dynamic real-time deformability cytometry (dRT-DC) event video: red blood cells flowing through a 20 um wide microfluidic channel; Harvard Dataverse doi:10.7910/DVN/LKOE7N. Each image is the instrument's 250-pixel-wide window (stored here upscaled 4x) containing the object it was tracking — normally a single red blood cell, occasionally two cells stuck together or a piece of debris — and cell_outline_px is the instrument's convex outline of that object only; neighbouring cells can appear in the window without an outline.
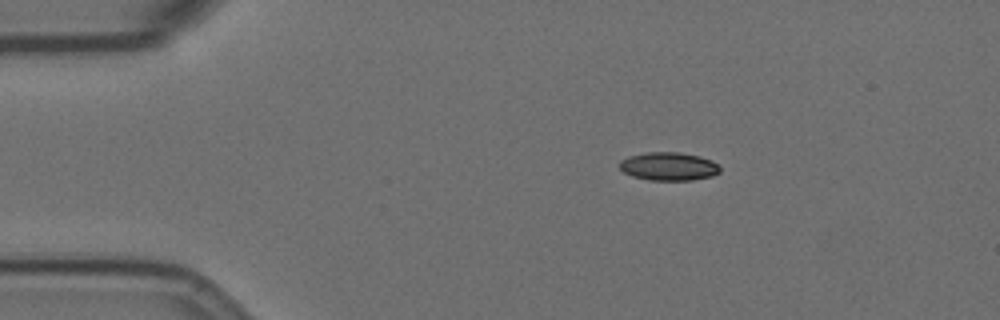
{"species": "Egyptian fruit bat (a non-hibernating species)", "species_latin": "Rousettus aegyptiacus", "temperature_condition": "room temperature", "stored_images_in_passage": 48, "camera_frame_rate_fps": 3000, "um_per_image_px": 0.085, "animal": {"sex": "female"}, "frame": {"image": 1, "passage_image": 1, "time_ms": 0.0, "image_size_px": [1000, 320], "cell_outline_px": [[720, 172], [712, 176], [692, 180], [648, 180], [632, 176], [624, 172], [620, 168], [620, 160], [628, 156], [644, 152], [680, 152], [700, 156], [712, 160], [720, 168]], "centroid_in_image_um": [56.83, 14.13], "position_along_channel_um": 28.2, "area_um2": 16.65}}
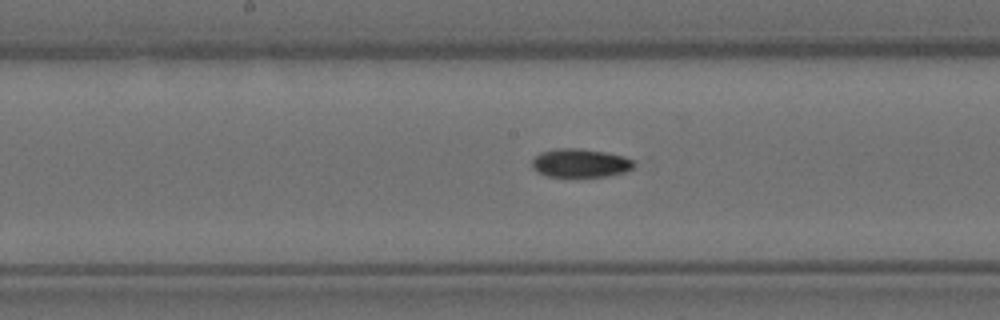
{"frame": {"image": 2, "passage_image": 20, "time_ms": 6.333, "image_size_px": [1000, 320], "cell_outline_px": [[636, 164], [632, 168], [624, 172], [604, 176], [548, 176], [536, 172], [532, 168], [532, 160], [540, 152], [556, 148], [576, 148], [604, 152], [624, 156], [632, 160]], "centroid_in_image_um": [49.29, 13.85], "position_along_channel_um": 198.9, "area_um2": 16.82}}
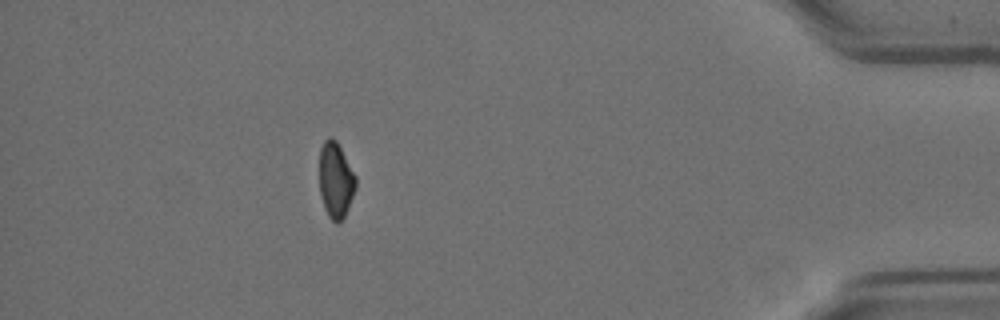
{"frame": {"image": 3, "passage_image": 42, "time_ms": 13.667, "image_size_px": [1000, 320], "cell_outline_px": [[356, 188], [344, 216], [336, 224], [328, 216], [324, 208], [320, 196], [320, 148], [324, 140], [328, 136], [332, 136], [336, 140], [356, 176]], "centroid_in_image_um": [28.52, 15.29], "position_along_channel_um": 406.7, "area_um2": 16.01}, "authors_computed_cell_mechanics": {"area_um2": 16.8198, "velocity_mm_per_s": 3.5607, "shape_relaxation_time_tau1_ms": 9.1771, "shape_relaxation_time_tau2_ms": 5.8445, "deformation_change_tau1": 0.1988, "deformation_change_tau2": 0.1003}}